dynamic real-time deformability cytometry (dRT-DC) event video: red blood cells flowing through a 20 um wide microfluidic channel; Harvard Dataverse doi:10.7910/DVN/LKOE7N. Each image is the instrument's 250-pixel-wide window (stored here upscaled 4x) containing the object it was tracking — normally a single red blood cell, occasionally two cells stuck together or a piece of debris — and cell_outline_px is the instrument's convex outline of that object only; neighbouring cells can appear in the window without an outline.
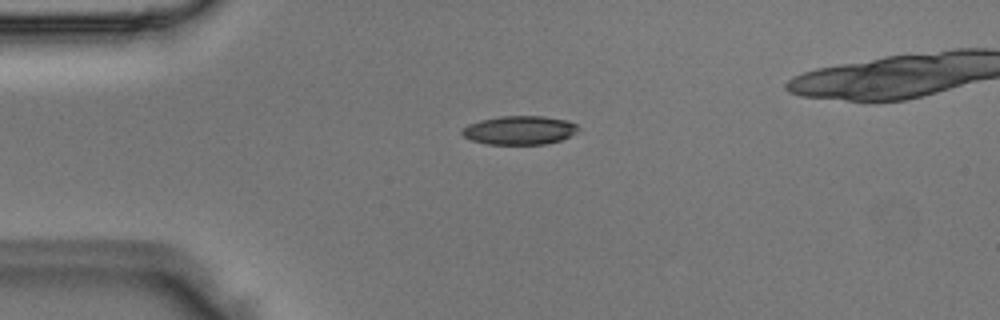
{"species": "Egyptian fruit bat (a non-hibernating species)", "species_latin": "Rousettus aegyptiacus", "temperature_condition": "room temperature", "stored_images_in_passage": 6, "camera_frame_rate_fps": 3000, "um_per_image_px": 0.085, "animal": {"sex": "male"}, "frame": {"image": 1, "passage_image": 6, "time_ms": 1.667, "image_size_px": [1000, 320], "cell_outline_px": [[580, 128], [576, 132], [560, 140], [544, 144], [488, 144], [472, 140], [464, 136], [460, 132], [468, 124], [480, 120], [500, 116], [544, 116], [568, 120], [576, 124]], "centroid_in_image_um": [44.16, 11.06], "position_along_channel_um": 40.8, "area_um2": 19.36}}